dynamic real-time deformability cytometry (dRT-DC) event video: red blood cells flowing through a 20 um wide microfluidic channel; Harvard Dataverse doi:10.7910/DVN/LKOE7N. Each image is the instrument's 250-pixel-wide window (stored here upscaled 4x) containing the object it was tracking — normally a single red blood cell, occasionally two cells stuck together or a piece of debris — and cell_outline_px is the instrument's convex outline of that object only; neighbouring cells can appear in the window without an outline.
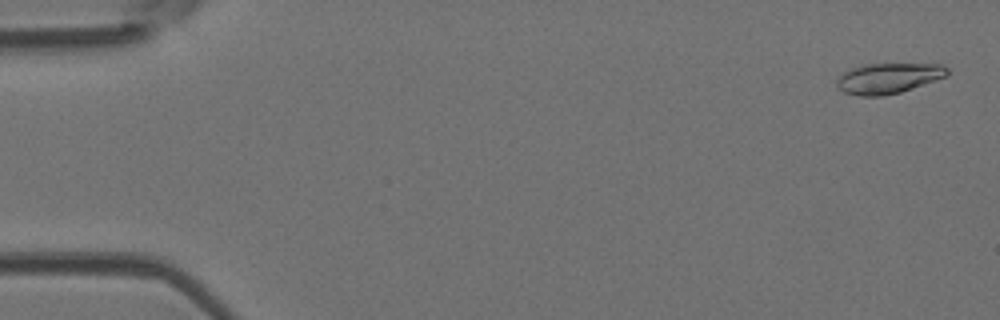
{"species": "Egyptian fruit bat (a non-hibernating species)", "species_latin": "Rousettus aegyptiacus", "temperature_condition": "room temperature", "stored_images_in_passage": 50, "camera_frame_rate_fps": 3000, "um_per_image_px": 0.085, "animal": {"sex": "female"}, "frame": {"image": 1, "passage_image": 2, "time_ms": 0.333, "image_size_px": [1000, 320], "cell_outline_px": [[948, 76], [900, 92], [880, 96], [860, 96], [844, 92], [836, 84], [836, 80], [844, 72], [852, 68], [864, 64], [940, 64], [948, 68]], "centroid_in_image_um": [75.52, 6.64], "position_along_channel_um": 9.5, "area_um2": 19.42}}
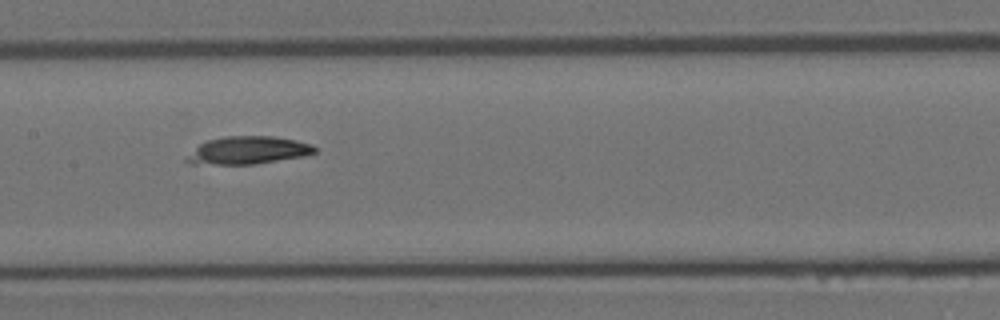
{"frame": {"image": 2, "passage_image": 25, "time_ms": 8.0, "image_size_px": [1000, 320], "cell_outline_px": [[316, 152], [304, 156], [256, 164], [192, 164], [184, 160], [184, 156], [200, 144], [208, 140], [224, 136], [272, 136], [296, 140], [312, 144], [316, 148]], "centroid_in_image_um": [21.06, 12.78], "position_along_channel_um": 186.3, "area_um2": 20.81}}
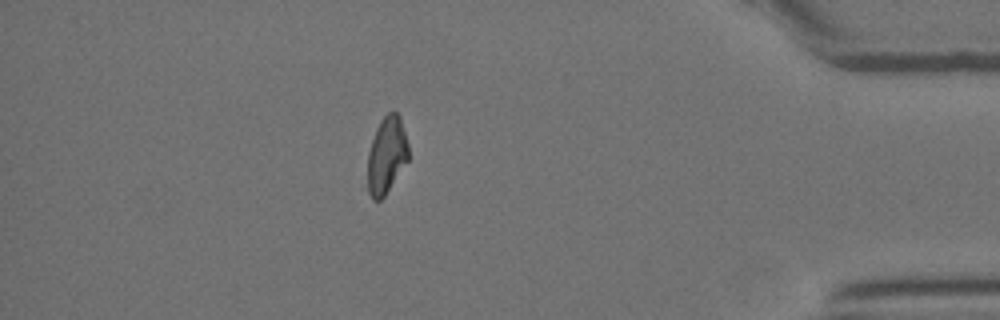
{"frame": {"image": 3, "passage_image": 44, "time_ms": 14.333, "image_size_px": [1000, 320], "cell_outline_px": [[408, 160], [384, 196], [380, 200], [372, 200], [368, 192], [368, 152], [376, 128], [380, 120], [392, 108], [400, 116], [408, 144]], "centroid_in_image_um": [32.86, 13.16], "position_along_channel_um": 402.3, "area_um2": 18.26}}